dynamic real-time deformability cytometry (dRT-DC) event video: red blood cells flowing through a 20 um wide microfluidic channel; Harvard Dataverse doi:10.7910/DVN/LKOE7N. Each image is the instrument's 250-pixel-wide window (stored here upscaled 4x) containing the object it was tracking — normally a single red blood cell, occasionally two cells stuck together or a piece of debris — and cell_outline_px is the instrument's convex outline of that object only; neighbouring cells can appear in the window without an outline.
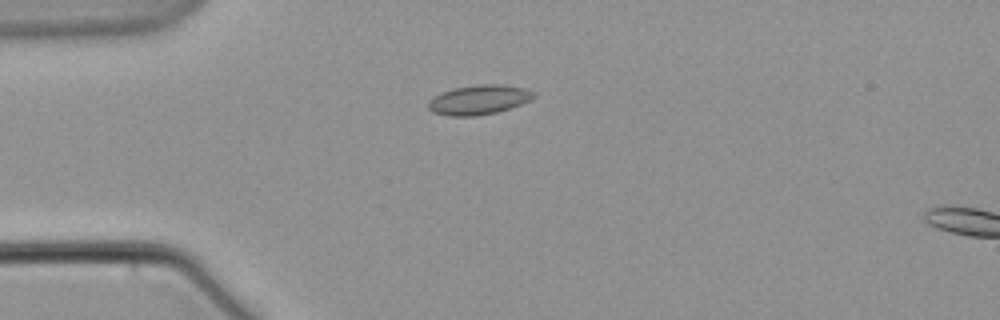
{"species": "common noctule bat (a hibernating species)", "species_latin": "Nyctalus noctula", "temperature_condition": "warm", "stored_images_in_passage": 6, "segment_of_instrument_passage": [1, 2], "camera_frame_rate_fps": 3000, "um_per_image_px": 0.085, "animal": {"sex": "male", "body_mass_g": 21.5, "forearm_length_mm": 52.0}, "frame": {"image": 1, "passage_image": 5, "time_ms": 4.667, "image_size_px": [1000, 320], "cell_outline_px": [[536, 96], [520, 104], [496, 112], [476, 116], [448, 116], [432, 112], [428, 108], [428, 100], [452, 88], [476, 84], [500, 84], [524, 88], [536, 92]], "centroid_in_image_um": [40.69, 8.47], "position_along_channel_um": 44.3, "area_um2": 18.09}}